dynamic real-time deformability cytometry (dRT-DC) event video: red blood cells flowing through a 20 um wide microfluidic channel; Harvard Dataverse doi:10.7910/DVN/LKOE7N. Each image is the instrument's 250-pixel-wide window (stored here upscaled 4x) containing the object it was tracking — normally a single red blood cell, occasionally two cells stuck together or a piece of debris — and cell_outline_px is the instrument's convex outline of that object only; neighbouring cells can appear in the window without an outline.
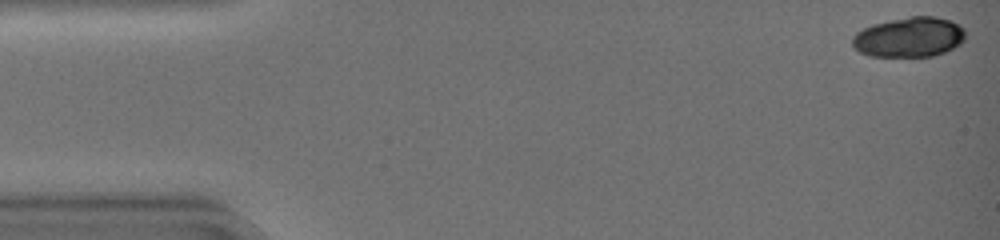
{"species": "common noctule bat (a hibernating species)", "species_latin": "Nyctalus noctula", "temperature_condition": "warm", "stored_images_in_passage": 45, "camera_frame_rate_fps": 3000, "um_per_image_px": 0.085, "animal": {"sex": "female", "body_mass_g": 19.0, "forearm_length_mm": 51.5}, "frame": {"image": 1, "passage_image": 1, "time_ms": 0.0, "image_size_px": [1000, 240], "cell_outline_px": [[964, 40], [960, 44], [944, 52], [932, 56], [868, 56], [860, 52], [852, 44], [852, 36], [856, 32], [872, 24], [912, 16], [936, 16], [960, 24], [964, 28]], "centroid_in_image_um": [77.28, 3.15], "position_along_channel_um": 7.7, "area_um2": 26.24}}
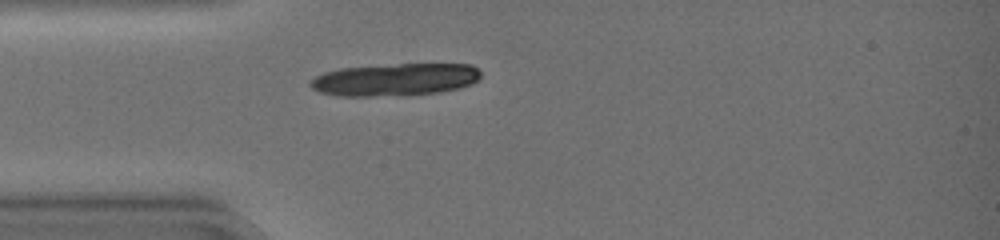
{"frame": {"image": 2, "passage_image": 13, "time_ms": 4.0, "image_size_px": [1000, 240], "cell_outline_px": [[480, 80], [472, 84], [460, 88], [440, 92], [368, 96], [340, 96], [320, 92], [312, 88], [308, 84], [308, 80], [324, 72], [340, 68], [400, 64], [472, 64], [480, 72]], "centroid_in_image_um": [33.58, 6.76], "position_along_channel_um": 51.4, "area_um2": 32.08}}